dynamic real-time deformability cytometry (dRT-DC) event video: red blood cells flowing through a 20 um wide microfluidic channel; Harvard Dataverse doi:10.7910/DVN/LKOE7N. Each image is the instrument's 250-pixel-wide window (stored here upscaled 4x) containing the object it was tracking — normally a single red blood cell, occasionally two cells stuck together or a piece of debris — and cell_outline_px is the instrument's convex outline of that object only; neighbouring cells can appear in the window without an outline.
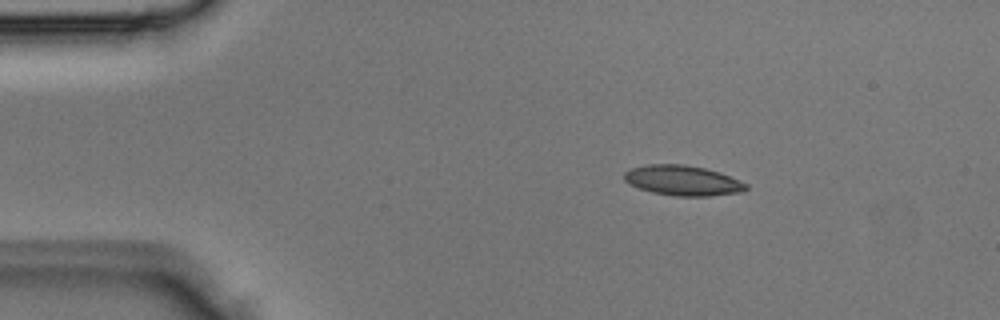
{"species": "Egyptian fruit bat (a non-hibernating species)", "species_latin": "Rousettus aegyptiacus", "temperature_condition": "room temperature", "stored_images_in_passage": 2, "camera_frame_rate_fps": 3000, "um_per_image_px": 0.085, "animal": {"sex": "male"}, "frame": {"image": 1, "passage_image": 1, "time_ms": 0.0, "image_size_px": [1000, 320], "cell_outline_px": [[748, 188], [744, 192], [708, 196], [676, 196], [652, 192], [628, 184], [624, 180], [624, 172], [632, 168], [648, 164], [684, 164], [704, 168], [720, 172], [748, 184]], "centroid_in_image_um": [58.05, 15.34], "position_along_channel_um": 27.0, "area_um2": 21.44}}